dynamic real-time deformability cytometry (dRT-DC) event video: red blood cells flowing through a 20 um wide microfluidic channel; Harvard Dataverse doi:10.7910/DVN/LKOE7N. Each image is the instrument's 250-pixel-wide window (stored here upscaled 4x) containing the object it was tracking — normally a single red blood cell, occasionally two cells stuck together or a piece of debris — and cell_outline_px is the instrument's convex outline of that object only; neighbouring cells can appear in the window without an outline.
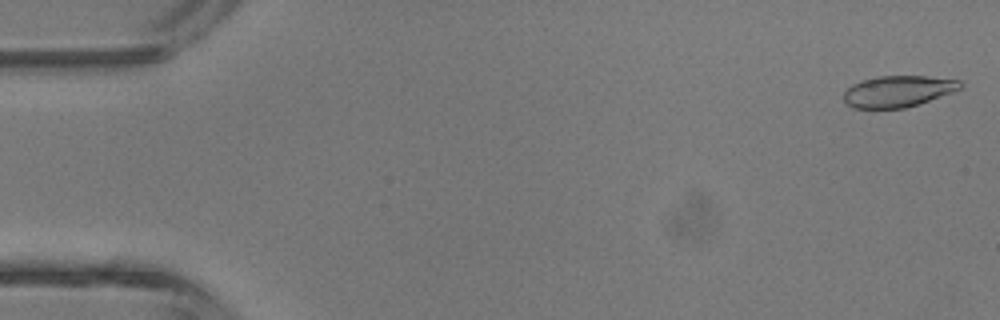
{"species": "common noctule bat (a hibernating species)", "species_latin": "Nyctalus noctula", "temperature_condition": "room temperature", "stored_images_in_passage": 4, "camera_frame_rate_fps": 3000, "um_per_image_px": 0.085, "animal": {"sex": "male", "body_mass_g": 13.3}, "frame": {"image": 1, "passage_image": 1, "time_ms": 0.0, "image_size_px": [1000, 320], "cell_outline_px": [[964, 84], [960, 88], [952, 92], [920, 104], [904, 108], [852, 108], [844, 100], [844, 92], [852, 84], [876, 76], [928, 76], [960, 80]], "centroid_in_image_um": [76.35, 7.76], "position_along_channel_um": 8.7, "area_um2": 21.27}}